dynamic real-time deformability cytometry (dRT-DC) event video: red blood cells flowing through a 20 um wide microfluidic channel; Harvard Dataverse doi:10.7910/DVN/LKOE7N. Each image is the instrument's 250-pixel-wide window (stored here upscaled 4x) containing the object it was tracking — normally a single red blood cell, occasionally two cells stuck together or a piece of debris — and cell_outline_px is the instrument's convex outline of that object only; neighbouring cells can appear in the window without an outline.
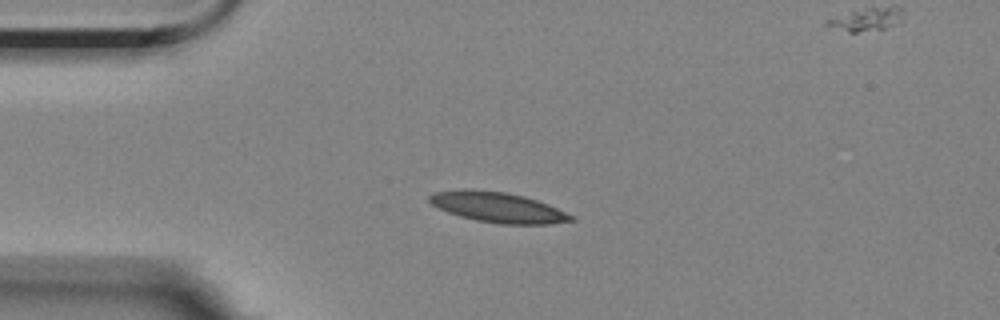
{"species": "Egyptian fruit bat (a non-hibernating species)", "species_latin": "Rousettus aegyptiacus", "temperature_condition": "room temperature", "stored_images_in_passage": 5, "camera_frame_rate_fps": 3000, "um_per_image_px": 0.085, "animal": {"sex": "female"}, "frame": {"image": 1, "passage_image": 3, "time_ms": 2.667, "image_size_px": [1000, 320], "cell_outline_px": [[576, 220], [552, 224], [500, 224], [476, 220], [460, 216], [448, 212], [432, 204], [428, 200], [428, 196], [436, 192], [504, 192], [524, 196], [548, 204], [576, 216]], "centroid_in_image_um": [42.46, 17.68], "position_along_channel_um": 42.5, "area_um2": 24.04}}